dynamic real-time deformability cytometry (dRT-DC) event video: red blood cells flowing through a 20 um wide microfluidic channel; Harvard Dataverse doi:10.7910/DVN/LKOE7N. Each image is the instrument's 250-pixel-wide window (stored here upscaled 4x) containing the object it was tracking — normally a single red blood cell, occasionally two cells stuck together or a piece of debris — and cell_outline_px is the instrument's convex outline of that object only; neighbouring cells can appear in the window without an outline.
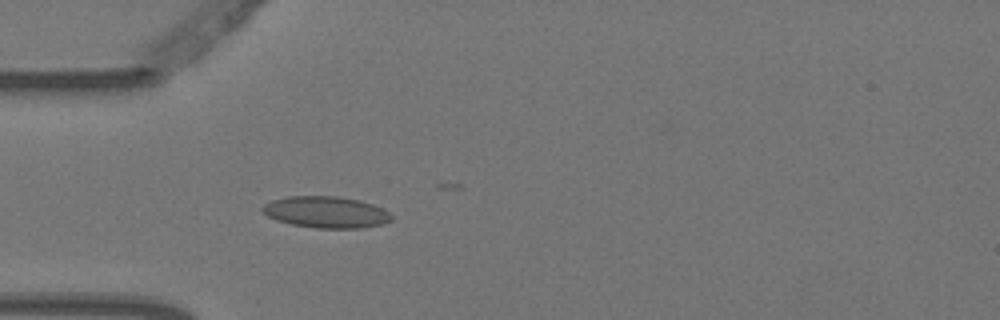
{"species": "Egyptian fruit bat (a non-hibernating species)", "species_latin": "Rousettus aegyptiacus", "temperature_condition": "warm", "stored_images_in_passage": 5, "camera_frame_rate_fps": 3000, "um_per_image_px": 0.085, "animal": {"sex": "female"}, "frame": {"image": 1, "passage_image": 5, "time_ms": 1.333, "image_size_px": [1000, 320], "cell_outline_px": [[392, 220], [380, 224], [364, 228], [316, 228], [292, 224], [276, 220], [268, 216], [260, 208], [264, 204], [272, 200], [288, 196], [336, 196], [360, 200], [372, 204], [388, 212], [392, 216]], "centroid_in_image_um": [27.69, 18.03], "position_along_channel_um": 57.3, "area_um2": 23.58}}